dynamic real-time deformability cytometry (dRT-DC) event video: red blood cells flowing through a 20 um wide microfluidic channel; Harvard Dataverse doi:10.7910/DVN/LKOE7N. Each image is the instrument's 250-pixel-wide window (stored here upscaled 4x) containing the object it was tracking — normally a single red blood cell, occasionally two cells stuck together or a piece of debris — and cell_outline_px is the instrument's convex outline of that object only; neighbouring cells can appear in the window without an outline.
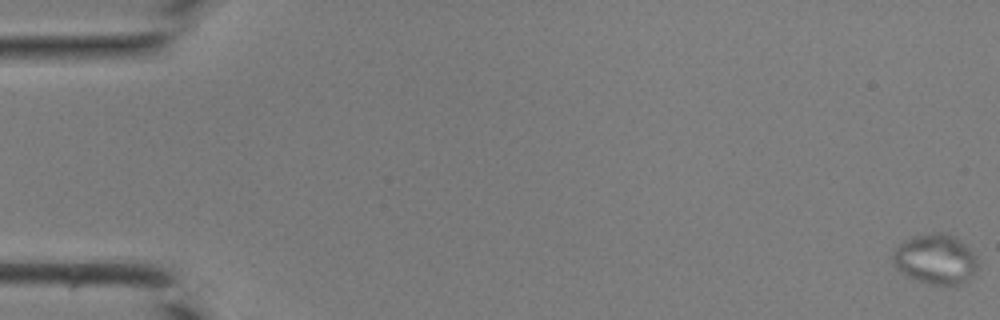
{"species": "common noctule bat (a hibernating species)", "species_latin": "Nyctalus noctula", "temperature_condition": "room temperature", "stored_images_in_passage": 3, "camera_frame_rate_fps": 3000, "um_per_image_px": 0.085, "animal": {"sex": "male", "body_mass_g": 19.0, "forearm_length_mm": 50.8}, "frame": {"image": 1, "passage_image": 1, "time_ms": 0.0, "image_size_px": [1000, 320], "cell_outline_px": [[976, 268], [972, 276], [956, 284], [932, 284], [920, 280], [900, 272], [896, 268], [892, 256], [896, 248], [904, 240], [916, 236], [936, 232], [944, 232], [960, 240], [976, 256]], "centroid_in_image_um": [79.5, 22.0], "position_along_channel_um": 5.5, "area_um2": 23.99}}